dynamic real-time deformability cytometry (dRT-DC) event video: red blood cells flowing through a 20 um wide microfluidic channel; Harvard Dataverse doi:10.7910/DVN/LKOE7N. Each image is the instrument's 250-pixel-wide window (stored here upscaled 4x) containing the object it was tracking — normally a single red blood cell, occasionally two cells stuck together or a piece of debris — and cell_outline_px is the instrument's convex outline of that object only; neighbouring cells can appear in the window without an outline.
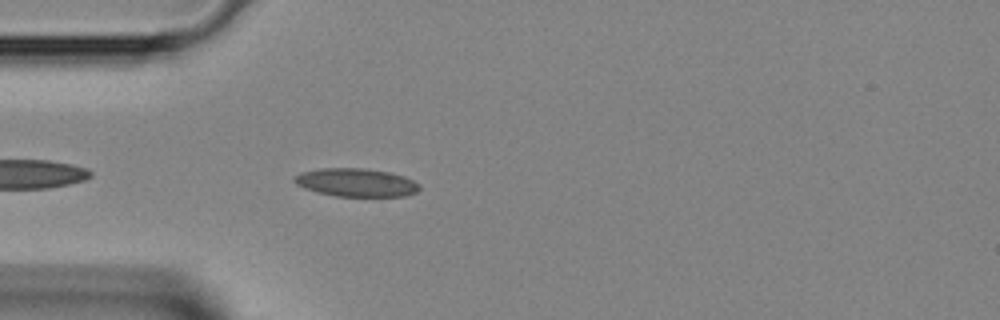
{"species": "Egyptian fruit bat (a non-hibernating species)", "species_latin": "Rousettus aegyptiacus", "temperature_condition": "room temperature", "stored_images_in_passage": 16, "camera_frame_rate_fps": 3000, "um_per_image_px": 0.085, "animal": {"sex": "female"}, "frame": {"image": 1, "passage_image": 3, "time_ms": 0.667, "image_size_px": [1000, 320], "cell_outline_px": [[420, 188], [416, 192], [404, 196], [336, 196], [304, 188], [296, 184], [292, 180], [296, 176], [304, 172], [320, 168], [364, 168], [392, 172], [404, 176], [420, 184]], "centroid_in_image_um": [30.31, 15.5], "position_along_channel_um": 54.7, "area_um2": 20.46}}
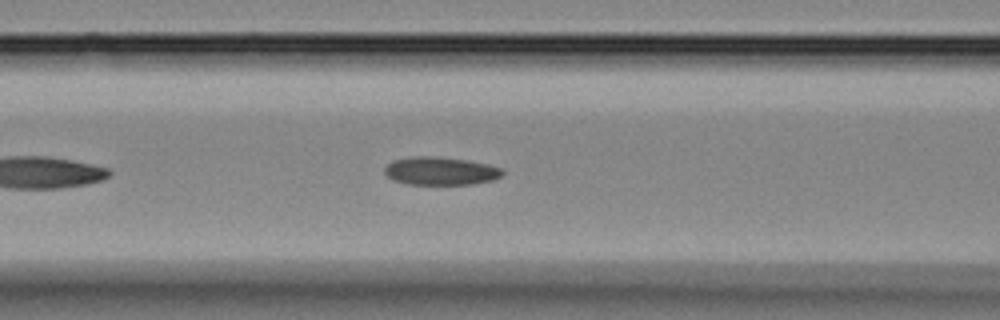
{"frame": {"image": 2, "passage_image": 8, "time_ms": 2.333, "image_size_px": [1000, 320], "cell_outline_px": [[504, 172], [500, 176], [492, 180], [472, 184], [408, 184], [392, 180], [384, 172], [384, 168], [388, 164], [396, 160], [416, 156], [428, 156], [468, 160], [488, 164], [500, 168]], "centroid_in_image_um": [37.44, 14.54], "position_along_channel_um": 129.2, "area_um2": 19.02}}
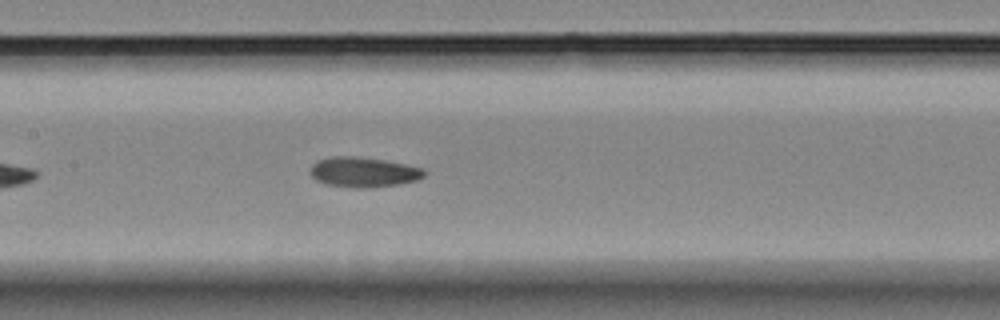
{"frame": {"image": 3, "passage_image": 11, "time_ms": 3.333, "image_size_px": [1000, 320], "cell_outline_px": [[424, 176], [416, 180], [396, 184], [364, 188], [356, 188], [328, 184], [316, 180], [312, 176], [312, 164], [316, 160], [332, 156], [352, 156], [384, 160], [424, 168]], "centroid_in_image_um": [30.88, 14.62], "position_along_channel_um": 176.5, "area_um2": 19.59}}